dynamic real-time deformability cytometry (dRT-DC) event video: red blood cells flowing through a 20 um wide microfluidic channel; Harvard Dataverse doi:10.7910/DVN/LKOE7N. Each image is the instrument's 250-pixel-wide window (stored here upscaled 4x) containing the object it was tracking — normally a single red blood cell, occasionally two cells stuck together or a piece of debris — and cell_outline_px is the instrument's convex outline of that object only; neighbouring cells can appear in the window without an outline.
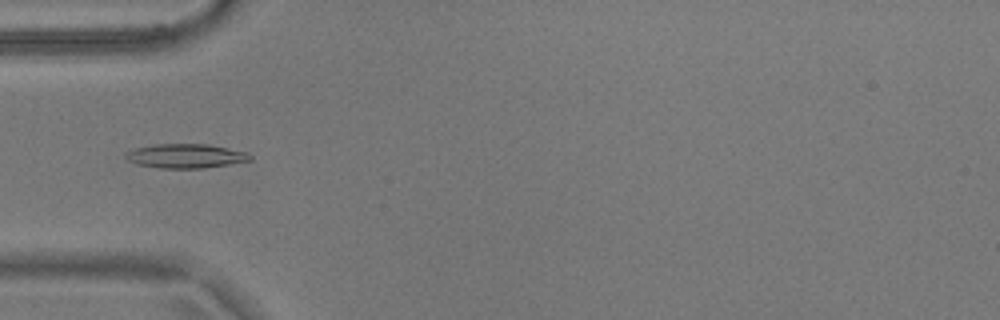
{"species": "common noctule bat (a hibernating species)", "species_latin": "Nyctalus noctula", "temperature_condition": "warm", "stored_images_in_passage": 39, "camera_frame_rate_fps": 3000, "um_per_image_px": 0.085, "animal": {"sex": "male", "body_mass_g": 17.9}, "frame": {"image": 1, "passage_image": 2, "time_ms": 0.333, "image_size_px": [1000, 320], "cell_outline_px": [[252, 160], [204, 168], [160, 168], [136, 164], [128, 160], [124, 156], [128, 152], [136, 148], [156, 144], [208, 144], [248, 152], [252, 156]], "centroid_in_image_um": [15.81, 13.26], "position_along_channel_um": 69.2, "area_um2": 17.46}}
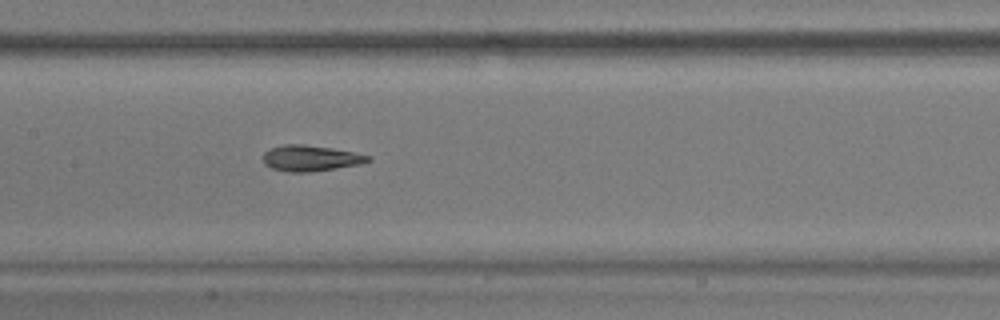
{"frame": {"image": 2, "passage_image": 11, "time_ms": 3.333, "image_size_px": [1000, 320], "cell_outline_px": [[372, 160], [360, 164], [336, 168], [308, 172], [288, 172], [272, 168], [264, 164], [264, 152], [268, 148], [284, 144], [300, 144], [332, 148], [372, 156]], "centroid_in_image_um": [26.39, 13.44], "position_along_channel_um": 181.0, "area_um2": 15.78}}
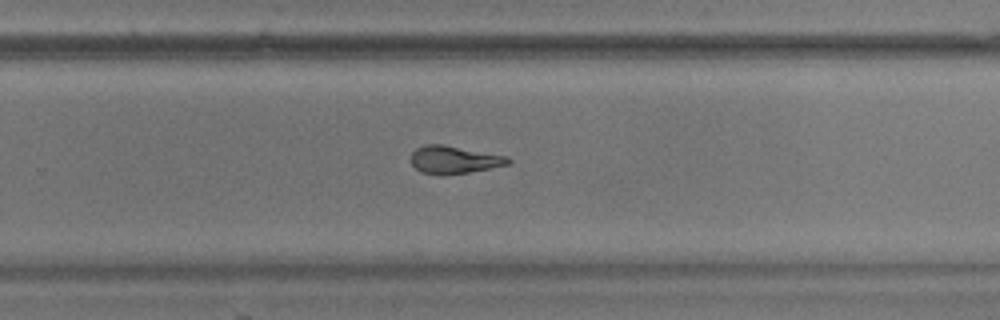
{"frame": {"image": 3, "passage_image": 20, "time_ms": 6.333, "image_size_px": [1000, 320], "cell_outline_px": [[512, 160], [508, 164], [468, 172], [420, 172], [412, 164], [412, 152], [416, 148], [428, 144], [444, 144], [508, 156]], "centroid_in_image_um": [38.63, 13.52], "position_along_channel_um": 291.2, "area_um2": 15.03}, "authors_computed_cell_mechanics": {"area_um2": 16.0684, "velocity_mm_per_s": 3.6958, "shape_relaxation_time_tau1_ms": null, "shape_relaxation_time_tau2_ms": 2.6819, "deformation_change_tau1": null, "deformation_change_tau2": 0.0965}}